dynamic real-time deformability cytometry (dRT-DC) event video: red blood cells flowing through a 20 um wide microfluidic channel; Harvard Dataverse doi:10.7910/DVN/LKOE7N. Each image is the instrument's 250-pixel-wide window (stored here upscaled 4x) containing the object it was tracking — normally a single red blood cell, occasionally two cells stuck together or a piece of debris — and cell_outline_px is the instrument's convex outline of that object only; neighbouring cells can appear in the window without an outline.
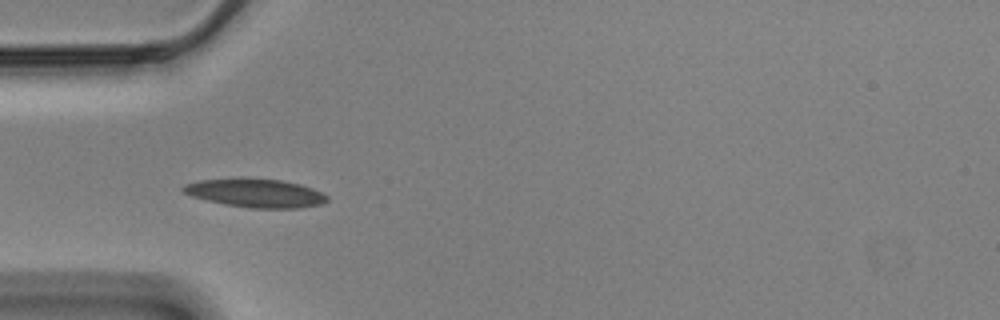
{"species": "Egyptian fruit bat (a non-hibernating species)", "species_latin": "Rousettus aegyptiacus", "temperature_condition": "cold", "stored_images_in_passage": 5, "camera_frame_rate_fps": 3000, "um_per_image_px": 0.085, "animal": {"sex": "male"}, "frame": {"image": 1, "passage_image": 1, "time_ms": 0.0, "image_size_px": [1000, 320], "cell_outline_px": [[328, 200], [320, 204], [296, 208], [252, 208], [224, 204], [192, 196], [184, 192], [180, 188], [184, 184], [200, 180], [240, 176], [244, 176], [280, 180], [300, 184], [312, 188], [328, 196]], "centroid_in_image_um": [21.68, 16.37], "position_along_channel_um": 63.3, "area_um2": 24.28}}
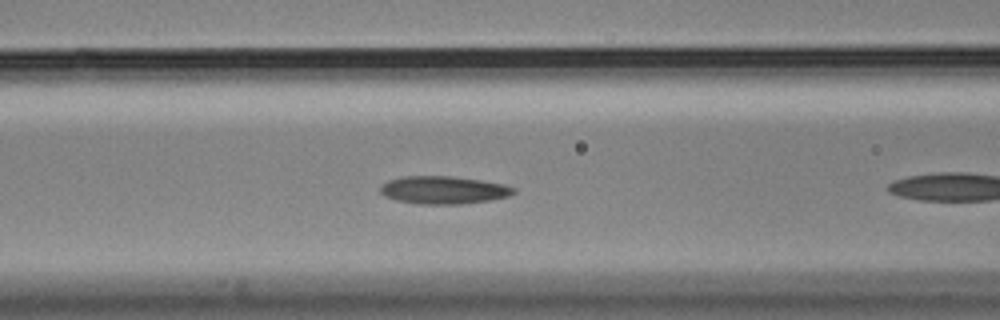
{"frame": {"image": 2, "passage_image": 3, "time_ms": 0.667, "image_size_px": [1000, 320], "cell_outline_px": [[516, 192], [508, 196], [492, 200], [460, 204], [420, 204], [396, 200], [384, 196], [380, 192], [380, 184], [388, 180], [404, 176], [452, 176], [480, 180], [504, 184], [516, 188]], "centroid_in_image_um": [37.69, 16.15], "position_along_channel_um": 128.9, "area_um2": 21.73}}